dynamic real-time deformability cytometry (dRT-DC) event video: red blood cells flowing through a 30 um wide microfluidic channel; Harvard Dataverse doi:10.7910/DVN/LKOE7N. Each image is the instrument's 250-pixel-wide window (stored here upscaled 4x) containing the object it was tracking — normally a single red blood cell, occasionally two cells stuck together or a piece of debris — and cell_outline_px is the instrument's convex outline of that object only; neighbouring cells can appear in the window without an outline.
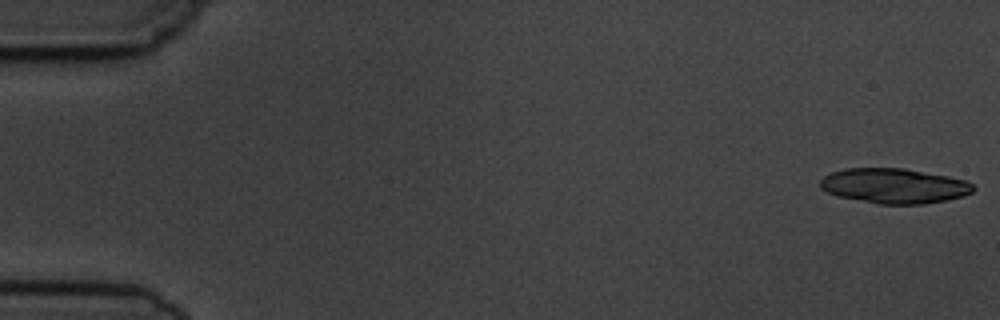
{"species": "common noctule bat (a hibernating species)", "species_latin": "Nyctalus noctula", "temperature_condition": "cold", "stored_images_in_passage": 6, "camera_frame_rate_fps": 3000, "um_per_image_px": 0.085, "animal": {"sex": "male", "body_mass_g": 19.5, "forearm_length_mm": 54.6}, "frame": {"image": 1, "passage_image": 1, "time_ms": 0.0, "image_size_px": [1000, 320], "cell_outline_px": [[976, 188], [972, 192], [964, 196], [948, 200], [924, 204], [876, 204], [836, 196], [820, 188], [820, 180], [824, 176], [832, 172], [844, 168], [904, 168], [948, 176], [964, 180], [972, 184]], "centroid_in_image_um": [75.99, 15.8], "position_along_channel_um": 9.0, "area_um2": 31.44}}
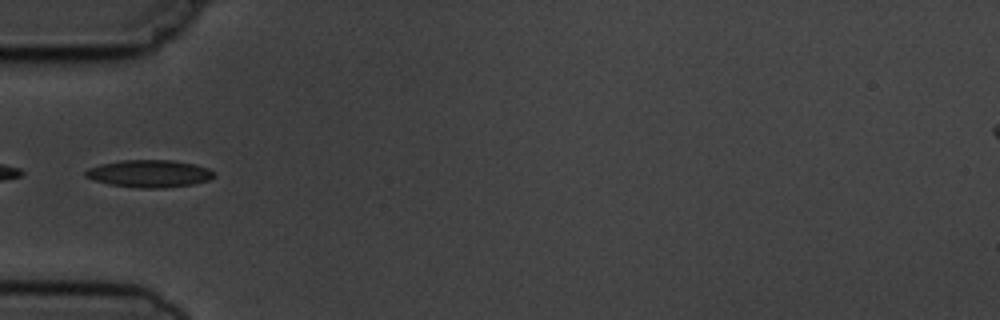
{"frame": {"image": 2, "passage_image": 6, "time_ms": 5.667, "image_size_px": [1000, 320], "cell_outline_px": [[216, 176], [208, 180], [192, 184], [164, 188], [140, 188], [108, 184], [92, 180], [84, 176], [84, 172], [88, 168], [100, 164], [120, 160], [172, 160], [196, 164], [208, 168], [216, 172]], "centroid_in_image_um": [12.69, 14.75], "position_along_channel_um": 72.3, "area_um2": 20.75}}